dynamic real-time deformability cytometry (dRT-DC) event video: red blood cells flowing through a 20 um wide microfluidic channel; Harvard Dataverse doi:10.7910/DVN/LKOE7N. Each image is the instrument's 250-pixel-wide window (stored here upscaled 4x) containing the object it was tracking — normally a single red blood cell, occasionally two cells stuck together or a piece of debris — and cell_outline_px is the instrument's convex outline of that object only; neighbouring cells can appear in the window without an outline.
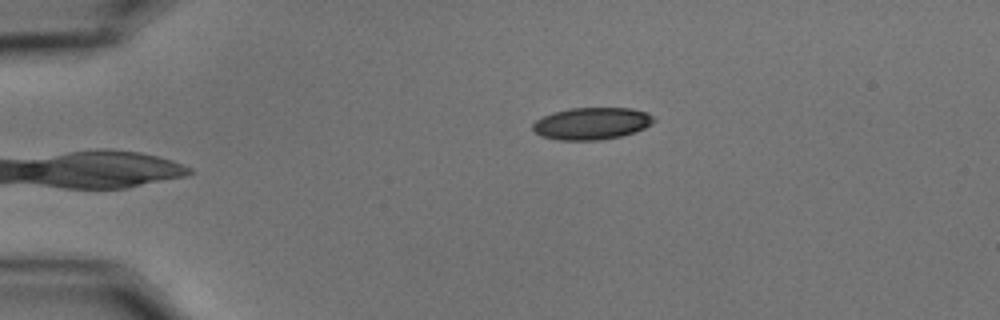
{"species": "common noctule bat (a hibernating species)", "species_latin": "Nyctalus noctula", "temperature_condition": "cold", "stored_images_in_passage": 46, "camera_frame_rate_fps": 3000, "um_per_image_px": 0.085, "animal": {"sex": "male", "body_mass_g": 15.6}, "frame": {"image": 1, "passage_image": 1, "time_ms": 0.0, "image_size_px": [1000, 320], "cell_outline_px": [[656, 120], [652, 124], [644, 128], [620, 136], [600, 140], [556, 140], [540, 136], [532, 128], [532, 124], [536, 120], [552, 112], [568, 108], [632, 108], [648, 112]], "centroid_in_image_um": [50.28, 10.49], "position_along_channel_um": 34.7, "area_um2": 22.72}}
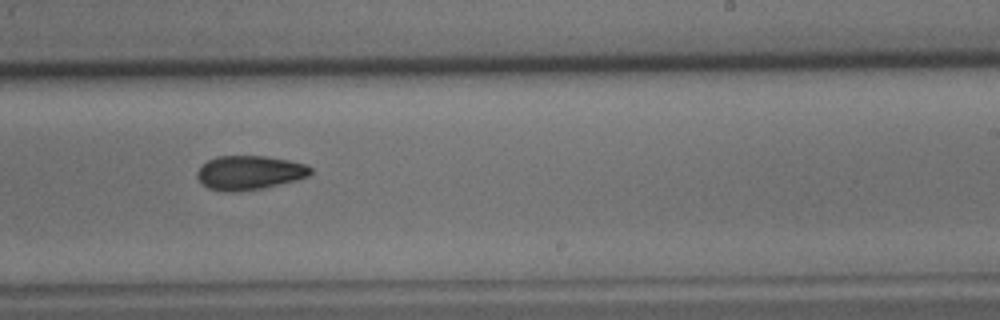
{"frame": {"image": 2, "passage_image": 25, "time_ms": 8.0, "image_size_px": [1000, 320], "cell_outline_px": [[312, 172], [308, 176], [296, 180], [264, 188], [228, 192], [208, 188], [196, 176], [196, 172], [200, 164], [216, 156], [264, 156], [288, 160], [304, 164], [312, 168]], "centroid_in_image_um": [21.17, 14.67], "position_along_channel_um": 267.8, "area_um2": 22.48}}
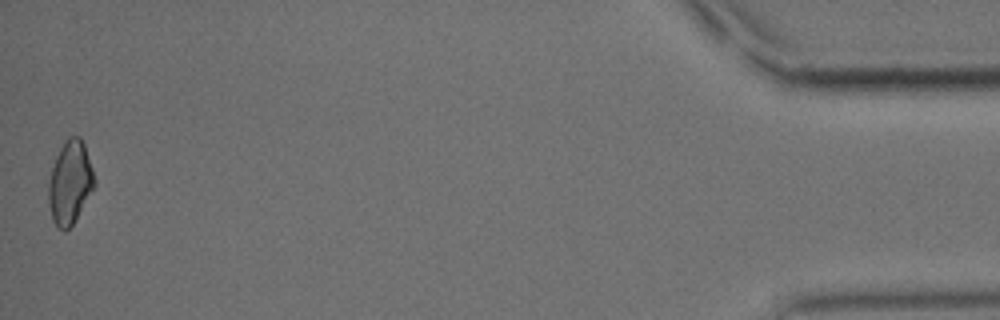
{"frame": {"image": 3, "passage_image": 46, "time_ms": 15.0, "image_size_px": [1000, 320], "cell_outline_px": [[96, 184], [72, 224], [64, 232], [52, 220], [48, 204], [48, 184], [52, 168], [56, 156], [64, 140], [68, 136], [80, 136], [84, 144], [96, 180]], "centroid_in_image_um": [5.94, 15.49], "position_along_channel_um": 429.3, "area_um2": 22.08}, "authors_computed_cell_mechanics": {"area_um2": 22.6287, "velocity_mm_per_s": 3.5145, "shape_relaxation_time_tau1_ms": 6.4869, "shape_relaxation_time_tau2_ms": null, "deformation_change_tau1": 0.1362, "deformation_change_tau2": null}}